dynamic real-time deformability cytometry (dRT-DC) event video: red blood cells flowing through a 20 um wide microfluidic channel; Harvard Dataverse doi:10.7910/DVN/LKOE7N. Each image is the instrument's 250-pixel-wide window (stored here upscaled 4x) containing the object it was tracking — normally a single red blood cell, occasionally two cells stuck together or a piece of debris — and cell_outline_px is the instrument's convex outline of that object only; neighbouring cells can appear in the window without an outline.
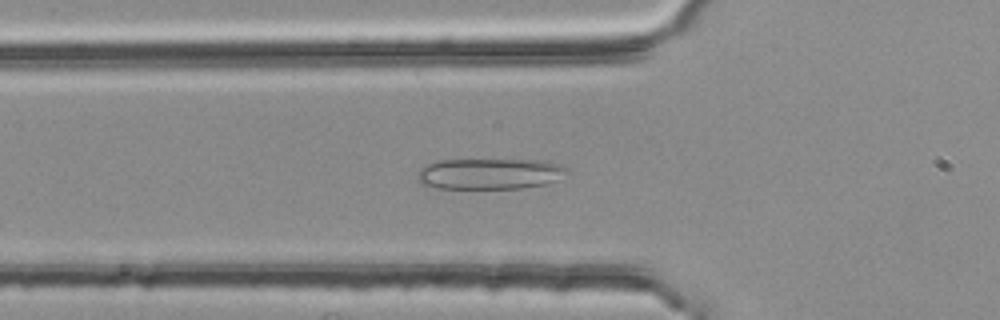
{"species": "common noctule bat (a hibernating species)", "species_latin": "Nyctalus noctula", "temperature_condition": "room temperature", "stored_images_in_passage": 26, "camera_frame_rate_fps": 3000, "um_per_image_px": 0.085, "animal": {"sex": "female", "body_mass_g": 25.1}, "frame": {"image": 1, "passage_image": 3, "time_ms": 0.667, "image_size_px": [1000, 320], "cell_outline_px": [[568, 172], [556, 180], [548, 184], [520, 188], [436, 188], [420, 184], [416, 180], [420, 168], [428, 164], [440, 160], [548, 160], [560, 164], [568, 168]], "centroid_in_image_um": [41.64, 14.77], "position_along_channel_um": 84.2, "area_um2": 27.11}}